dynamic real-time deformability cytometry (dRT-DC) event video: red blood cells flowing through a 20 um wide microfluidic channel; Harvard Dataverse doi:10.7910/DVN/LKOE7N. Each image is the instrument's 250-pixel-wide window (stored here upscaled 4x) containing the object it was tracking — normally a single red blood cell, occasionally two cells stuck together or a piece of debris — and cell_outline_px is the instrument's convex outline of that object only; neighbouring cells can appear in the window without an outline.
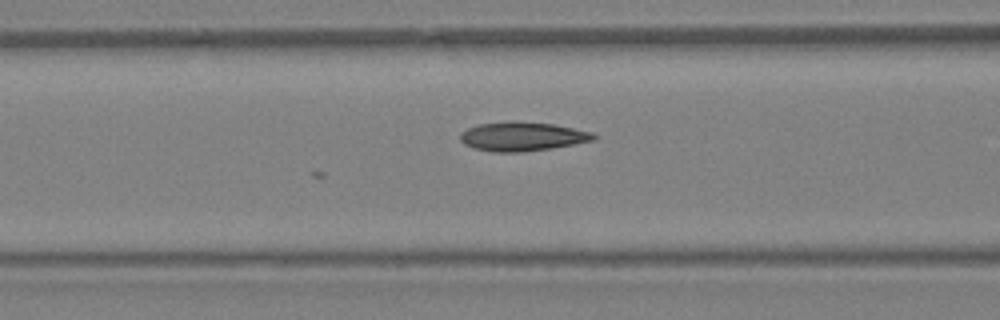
{"species": "Egyptian fruit bat (a non-hibernating species)", "species_latin": "Rousettus aegyptiacus", "temperature_condition": "warm", "stored_images_in_passage": 6, "camera_frame_rate_fps": 3000, "um_per_image_px": 0.085, "animal": {"sex": "female"}, "frame": {"image": 1, "passage_image": 6, "time_ms": 1.667, "image_size_px": [1000, 320], "cell_outline_px": [[596, 140], [552, 148], [520, 152], [492, 152], [472, 148], [464, 144], [460, 140], [460, 132], [468, 128], [480, 124], [556, 124], [592, 132], [596, 136]], "centroid_in_image_um": [44.41, 11.65], "position_along_channel_um": 122.2, "area_um2": 21.73}}